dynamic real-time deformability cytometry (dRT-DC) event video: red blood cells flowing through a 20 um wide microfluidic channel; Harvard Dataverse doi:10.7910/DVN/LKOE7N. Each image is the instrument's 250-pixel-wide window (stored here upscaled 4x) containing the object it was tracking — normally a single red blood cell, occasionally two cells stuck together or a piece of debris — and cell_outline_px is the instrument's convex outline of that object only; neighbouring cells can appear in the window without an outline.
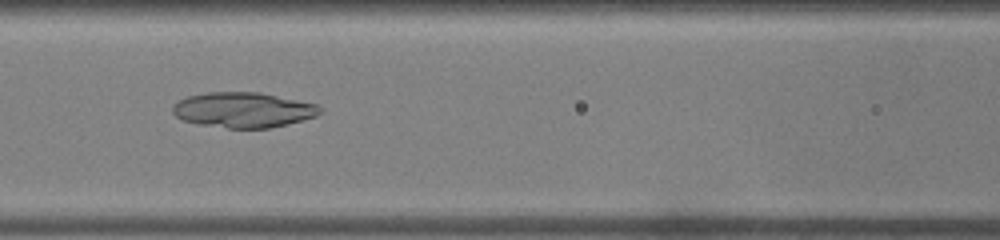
{"species": "common noctule bat (a hibernating species)", "species_latin": "Nyctalus noctula", "temperature_condition": "warm", "stored_images_in_passage": 40, "camera_frame_rate_fps": 3000, "um_per_image_px": 0.085, "animal": {"sex": "male", "body_mass_g": 19.0, "forearm_length_mm": 50.8}, "frame": {"image": 1, "passage_image": 14, "time_ms": 4.333, "image_size_px": [1000, 240], "cell_outline_px": [[324, 112], [316, 116], [268, 128], [228, 128], [200, 124], [184, 120], [176, 116], [172, 112], [172, 104], [188, 96], [208, 92], [260, 92], [316, 104], [324, 108]], "centroid_in_image_um": [20.68, 9.33], "position_along_channel_um": 145.9, "area_um2": 30.11}}
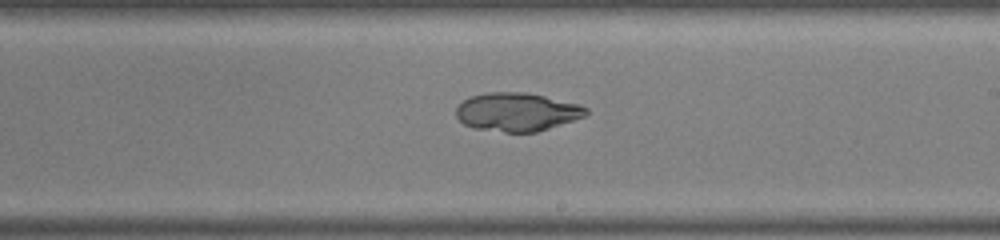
{"frame": {"image": 2, "passage_image": 21, "time_ms": 6.667, "image_size_px": [1000, 240], "cell_outline_px": [[588, 112], [584, 116], [536, 132], [504, 132], [472, 128], [464, 124], [456, 116], [456, 108], [464, 100], [472, 96], [484, 92], [524, 92], [544, 96], [580, 104], [588, 108]], "centroid_in_image_um": [43.92, 9.51], "position_along_channel_um": 245.1, "area_um2": 28.96}}
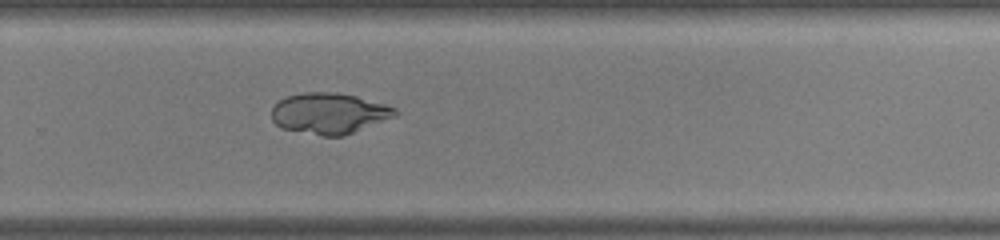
{"frame": {"image": 3, "passage_image": 25, "time_ms": 8.0, "image_size_px": [1000, 240], "cell_outline_px": [[396, 116], [344, 136], [324, 136], [280, 128], [272, 120], [272, 108], [280, 100], [288, 96], [304, 92], [336, 92], [356, 96], [384, 104], [396, 108]], "centroid_in_image_um": [27.97, 9.64], "position_along_channel_um": 301.8, "area_um2": 29.3}}